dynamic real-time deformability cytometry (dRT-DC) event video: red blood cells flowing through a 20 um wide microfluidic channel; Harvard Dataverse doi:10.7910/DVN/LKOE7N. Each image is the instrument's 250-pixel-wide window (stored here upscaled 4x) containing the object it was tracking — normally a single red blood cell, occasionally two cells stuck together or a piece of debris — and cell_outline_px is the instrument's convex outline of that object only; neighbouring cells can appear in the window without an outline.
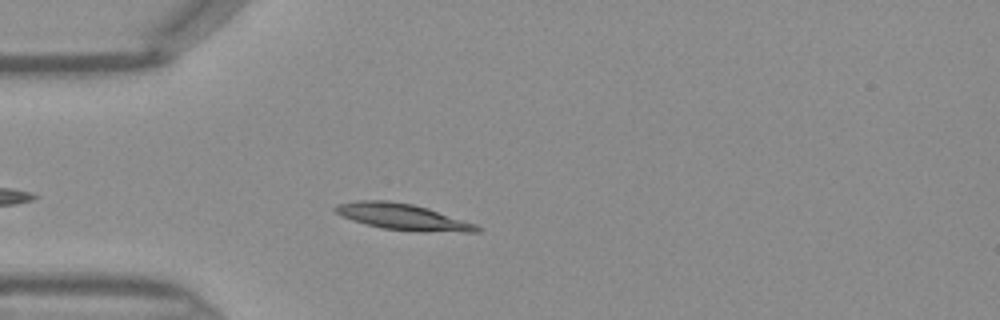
{"species": "Egyptian fruit bat (a non-hibernating species)", "species_latin": "Rousettus aegyptiacus", "temperature_condition": "warm", "stored_images_in_passage": 29, "camera_frame_rate_fps": 3000, "um_per_image_px": 0.085, "frame": {"image": 1, "passage_image": 5, "time_ms": 1.333, "image_size_px": [1000, 320], "cell_outline_px": [[484, 228], [480, 232], [420, 232], [380, 228], [352, 220], [340, 216], [332, 208], [336, 204], [356, 200], [388, 200], [412, 204], [428, 208], [476, 224]], "centroid_in_image_um": [34.23, 18.44], "position_along_channel_um": 50.8, "area_um2": 21.96}}
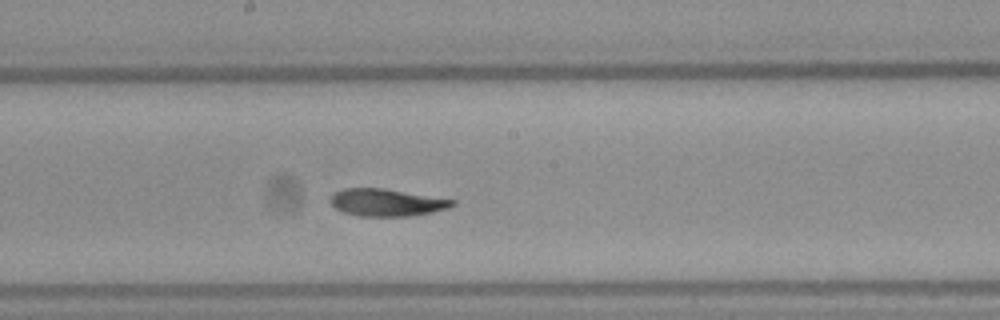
{"frame": {"image": 2, "passage_image": 17, "time_ms": 5.333, "image_size_px": [1000, 320], "cell_outline_px": [[456, 204], [448, 208], [432, 212], [412, 216], [360, 216], [344, 212], [336, 208], [332, 204], [332, 196], [336, 192], [344, 188], [384, 188], [456, 200]], "centroid_in_image_um": [32.91, 17.21], "position_along_channel_um": 215.3, "area_um2": 19.25}}
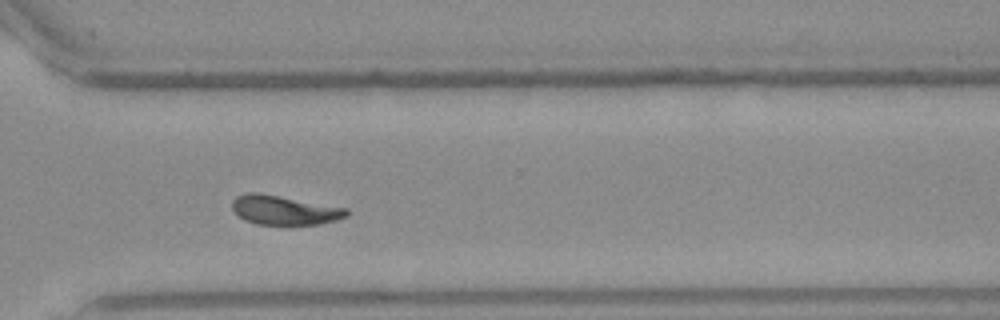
{"frame": {"image": 3, "passage_image": 26, "time_ms": 8.333, "image_size_px": [1000, 320], "cell_outline_px": [[348, 216], [336, 220], [320, 224], [256, 224], [244, 220], [232, 208], [232, 200], [236, 196], [248, 192], [256, 192], [348, 208]], "centroid_in_image_um": [24.17, 17.85], "position_along_channel_um": 346.4, "area_um2": 19.36}}